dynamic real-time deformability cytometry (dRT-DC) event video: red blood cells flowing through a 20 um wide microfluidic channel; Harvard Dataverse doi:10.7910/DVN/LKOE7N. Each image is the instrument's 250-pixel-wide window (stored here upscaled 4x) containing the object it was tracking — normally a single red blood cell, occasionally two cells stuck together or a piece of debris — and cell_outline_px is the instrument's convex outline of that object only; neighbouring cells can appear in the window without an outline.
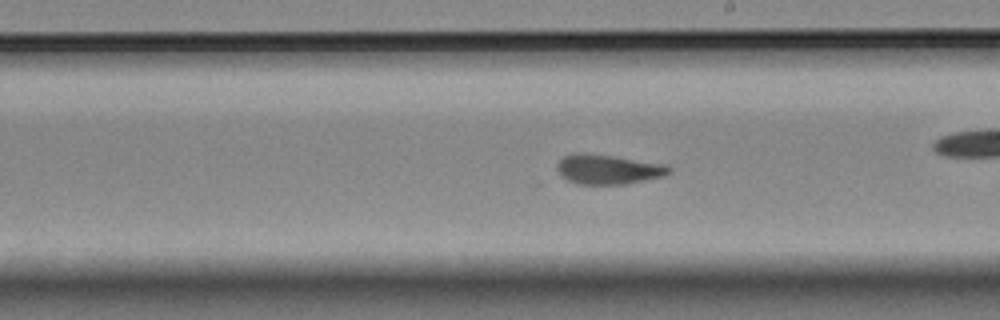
{"species": "Egyptian fruit bat (a non-hibernating species)", "species_latin": "Rousettus aegyptiacus", "temperature_condition": "room temperature", "stored_images_in_passage": 29, "camera_frame_rate_fps": 3000, "um_per_image_px": 0.085, "animal": {"sex": "female"}, "frame": {"image": 1, "passage_image": 13, "time_ms": 4.0, "image_size_px": [1000, 320], "cell_outline_px": [[672, 172], [664, 176], [624, 184], [576, 184], [560, 176], [556, 168], [556, 164], [564, 156], [572, 152], [584, 152], [612, 156], [664, 164], [672, 168]], "centroid_in_image_um": [51.64, 14.38], "position_along_channel_um": 237.4, "area_um2": 19.48}}